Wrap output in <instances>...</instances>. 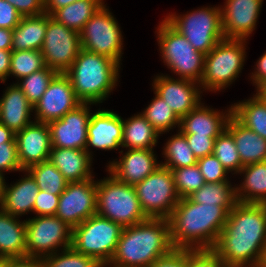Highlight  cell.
Segmentation results:
<instances>
[{
  "label": "cell",
  "mask_w": 266,
  "mask_h": 267,
  "mask_svg": "<svg viewBox=\"0 0 266 267\" xmlns=\"http://www.w3.org/2000/svg\"><path fill=\"white\" fill-rule=\"evenodd\" d=\"M266 248V204L237 202L213 250L224 267H259Z\"/></svg>",
  "instance_id": "obj_1"
},
{
  "label": "cell",
  "mask_w": 266,
  "mask_h": 267,
  "mask_svg": "<svg viewBox=\"0 0 266 267\" xmlns=\"http://www.w3.org/2000/svg\"><path fill=\"white\" fill-rule=\"evenodd\" d=\"M234 206L201 204L180 198L170 217V238L175 249H213Z\"/></svg>",
  "instance_id": "obj_2"
},
{
  "label": "cell",
  "mask_w": 266,
  "mask_h": 267,
  "mask_svg": "<svg viewBox=\"0 0 266 267\" xmlns=\"http://www.w3.org/2000/svg\"><path fill=\"white\" fill-rule=\"evenodd\" d=\"M174 249L168 219L148 218L124 227L109 266L151 267Z\"/></svg>",
  "instance_id": "obj_3"
},
{
  "label": "cell",
  "mask_w": 266,
  "mask_h": 267,
  "mask_svg": "<svg viewBox=\"0 0 266 267\" xmlns=\"http://www.w3.org/2000/svg\"><path fill=\"white\" fill-rule=\"evenodd\" d=\"M120 64L111 58L84 49L64 73L76 97L82 103H102L113 91L119 78Z\"/></svg>",
  "instance_id": "obj_4"
},
{
  "label": "cell",
  "mask_w": 266,
  "mask_h": 267,
  "mask_svg": "<svg viewBox=\"0 0 266 267\" xmlns=\"http://www.w3.org/2000/svg\"><path fill=\"white\" fill-rule=\"evenodd\" d=\"M96 214L123 228L148 219L143 212L134 185L120 182L112 174L97 181Z\"/></svg>",
  "instance_id": "obj_5"
},
{
  "label": "cell",
  "mask_w": 266,
  "mask_h": 267,
  "mask_svg": "<svg viewBox=\"0 0 266 267\" xmlns=\"http://www.w3.org/2000/svg\"><path fill=\"white\" fill-rule=\"evenodd\" d=\"M156 32L164 64L179 78L200 83L204 73L205 54L196 51L165 19Z\"/></svg>",
  "instance_id": "obj_6"
},
{
  "label": "cell",
  "mask_w": 266,
  "mask_h": 267,
  "mask_svg": "<svg viewBox=\"0 0 266 267\" xmlns=\"http://www.w3.org/2000/svg\"><path fill=\"white\" fill-rule=\"evenodd\" d=\"M122 230L120 224L96 214L72 229L71 247L107 267L114 256Z\"/></svg>",
  "instance_id": "obj_7"
},
{
  "label": "cell",
  "mask_w": 266,
  "mask_h": 267,
  "mask_svg": "<svg viewBox=\"0 0 266 267\" xmlns=\"http://www.w3.org/2000/svg\"><path fill=\"white\" fill-rule=\"evenodd\" d=\"M247 39H223L205 55L201 89L220 91L236 80L245 62Z\"/></svg>",
  "instance_id": "obj_8"
},
{
  "label": "cell",
  "mask_w": 266,
  "mask_h": 267,
  "mask_svg": "<svg viewBox=\"0 0 266 267\" xmlns=\"http://www.w3.org/2000/svg\"><path fill=\"white\" fill-rule=\"evenodd\" d=\"M164 19L183 35L196 51L205 55L225 39L221 7H202L181 16L172 13Z\"/></svg>",
  "instance_id": "obj_9"
},
{
  "label": "cell",
  "mask_w": 266,
  "mask_h": 267,
  "mask_svg": "<svg viewBox=\"0 0 266 267\" xmlns=\"http://www.w3.org/2000/svg\"><path fill=\"white\" fill-rule=\"evenodd\" d=\"M141 208L148 218L168 219L180 201L171 169L160 165L134 185Z\"/></svg>",
  "instance_id": "obj_10"
},
{
  "label": "cell",
  "mask_w": 266,
  "mask_h": 267,
  "mask_svg": "<svg viewBox=\"0 0 266 267\" xmlns=\"http://www.w3.org/2000/svg\"><path fill=\"white\" fill-rule=\"evenodd\" d=\"M72 228L55 215L26 219V252L28 257L50 256L71 247ZM62 246V247H61Z\"/></svg>",
  "instance_id": "obj_11"
},
{
  "label": "cell",
  "mask_w": 266,
  "mask_h": 267,
  "mask_svg": "<svg viewBox=\"0 0 266 267\" xmlns=\"http://www.w3.org/2000/svg\"><path fill=\"white\" fill-rule=\"evenodd\" d=\"M82 49L107 56L120 64L123 37L119 24L104 4L80 32Z\"/></svg>",
  "instance_id": "obj_12"
},
{
  "label": "cell",
  "mask_w": 266,
  "mask_h": 267,
  "mask_svg": "<svg viewBox=\"0 0 266 267\" xmlns=\"http://www.w3.org/2000/svg\"><path fill=\"white\" fill-rule=\"evenodd\" d=\"M80 33L58 23L47 14V29L41 53L45 66L65 73L81 51Z\"/></svg>",
  "instance_id": "obj_13"
},
{
  "label": "cell",
  "mask_w": 266,
  "mask_h": 267,
  "mask_svg": "<svg viewBox=\"0 0 266 267\" xmlns=\"http://www.w3.org/2000/svg\"><path fill=\"white\" fill-rule=\"evenodd\" d=\"M97 181L94 177L82 182H68L60 194L55 216L72 229L96 215Z\"/></svg>",
  "instance_id": "obj_14"
},
{
  "label": "cell",
  "mask_w": 266,
  "mask_h": 267,
  "mask_svg": "<svg viewBox=\"0 0 266 267\" xmlns=\"http://www.w3.org/2000/svg\"><path fill=\"white\" fill-rule=\"evenodd\" d=\"M91 103H81L61 119L48 122L52 148L85 150Z\"/></svg>",
  "instance_id": "obj_15"
},
{
  "label": "cell",
  "mask_w": 266,
  "mask_h": 267,
  "mask_svg": "<svg viewBox=\"0 0 266 267\" xmlns=\"http://www.w3.org/2000/svg\"><path fill=\"white\" fill-rule=\"evenodd\" d=\"M82 102L76 97L69 78L58 73L50 82L41 99L33 107L35 121L48 123L61 119Z\"/></svg>",
  "instance_id": "obj_16"
},
{
  "label": "cell",
  "mask_w": 266,
  "mask_h": 267,
  "mask_svg": "<svg viewBox=\"0 0 266 267\" xmlns=\"http://www.w3.org/2000/svg\"><path fill=\"white\" fill-rule=\"evenodd\" d=\"M152 86L153 91L170 106L179 119L186 116L201 102L200 84L191 80L174 79L162 74L156 76Z\"/></svg>",
  "instance_id": "obj_17"
},
{
  "label": "cell",
  "mask_w": 266,
  "mask_h": 267,
  "mask_svg": "<svg viewBox=\"0 0 266 267\" xmlns=\"http://www.w3.org/2000/svg\"><path fill=\"white\" fill-rule=\"evenodd\" d=\"M263 0H226L221 8L225 39H246L255 30Z\"/></svg>",
  "instance_id": "obj_18"
},
{
  "label": "cell",
  "mask_w": 266,
  "mask_h": 267,
  "mask_svg": "<svg viewBox=\"0 0 266 267\" xmlns=\"http://www.w3.org/2000/svg\"><path fill=\"white\" fill-rule=\"evenodd\" d=\"M15 139L20 166L23 170L49 160L52 144L47 123L32 122L16 133Z\"/></svg>",
  "instance_id": "obj_19"
},
{
  "label": "cell",
  "mask_w": 266,
  "mask_h": 267,
  "mask_svg": "<svg viewBox=\"0 0 266 267\" xmlns=\"http://www.w3.org/2000/svg\"><path fill=\"white\" fill-rule=\"evenodd\" d=\"M123 137L122 117L111 110L91 113L88 122V137L85 150L92 157L89 147L102 150H118Z\"/></svg>",
  "instance_id": "obj_20"
},
{
  "label": "cell",
  "mask_w": 266,
  "mask_h": 267,
  "mask_svg": "<svg viewBox=\"0 0 266 267\" xmlns=\"http://www.w3.org/2000/svg\"><path fill=\"white\" fill-rule=\"evenodd\" d=\"M154 149H129L119 161L110 162L109 173L120 182L135 185L153 173L161 164L157 162Z\"/></svg>",
  "instance_id": "obj_21"
},
{
  "label": "cell",
  "mask_w": 266,
  "mask_h": 267,
  "mask_svg": "<svg viewBox=\"0 0 266 267\" xmlns=\"http://www.w3.org/2000/svg\"><path fill=\"white\" fill-rule=\"evenodd\" d=\"M232 116V105L223 113L208 108L201 102L180 119L179 131L183 135L219 136Z\"/></svg>",
  "instance_id": "obj_22"
},
{
  "label": "cell",
  "mask_w": 266,
  "mask_h": 267,
  "mask_svg": "<svg viewBox=\"0 0 266 267\" xmlns=\"http://www.w3.org/2000/svg\"><path fill=\"white\" fill-rule=\"evenodd\" d=\"M24 172L28 173L24 175L25 178L22 177L10 187L6 185L4 179L0 194V209L17 218L33 212L34 202L39 192V187L32 175L26 170Z\"/></svg>",
  "instance_id": "obj_23"
},
{
  "label": "cell",
  "mask_w": 266,
  "mask_h": 267,
  "mask_svg": "<svg viewBox=\"0 0 266 267\" xmlns=\"http://www.w3.org/2000/svg\"><path fill=\"white\" fill-rule=\"evenodd\" d=\"M4 92L0 99V123L16 134L33 122L30 119L33 106L14 83Z\"/></svg>",
  "instance_id": "obj_24"
},
{
  "label": "cell",
  "mask_w": 266,
  "mask_h": 267,
  "mask_svg": "<svg viewBox=\"0 0 266 267\" xmlns=\"http://www.w3.org/2000/svg\"><path fill=\"white\" fill-rule=\"evenodd\" d=\"M92 158L86 150L52 148L49 161L63 174L68 182H82L93 178Z\"/></svg>",
  "instance_id": "obj_25"
},
{
  "label": "cell",
  "mask_w": 266,
  "mask_h": 267,
  "mask_svg": "<svg viewBox=\"0 0 266 267\" xmlns=\"http://www.w3.org/2000/svg\"><path fill=\"white\" fill-rule=\"evenodd\" d=\"M226 130L234 139L243 166L266 161V139L246 128L233 115Z\"/></svg>",
  "instance_id": "obj_26"
},
{
  "label": "cell",
  "mask_w": 266,
  "mask_h": 267,
  "mask_svg": "<svg viewBox=\"0 0 266 267\" xmlns=\"http://www.w3.org/2000/svg\"><path fill=\"white\" fill-rule=\"evenodd\" d=\"M26 256V220L20 221L0 209V257Z\"/></svg>",
  "instance_id": "obj_27"
},
{
  "label": "cell",
  "mask_w": 266,
  "mask_h": 267,
  "mask_svg": "<svg viewBox=\"0 0 266 267\" xmlns=\"http://www.w3.org/2000/svg\"><path fill=\"white\" fill-rule=\"evenodd\" d=\"M47 29V13L23 16L13 29L11 51L42 49Z\"/></svg>",
  "instance_id": "obj_28"
},
{
  "label": "cell",
  "mask_w": 266,
  "mask_h": 267,
  "mask_svg": "<svg viewBox=\"0 0 266 267\" xmlns=\"http://www.w3.org/2000/svg\"><path fill=\"white\" fill-rule=\"evenodd\" d=\"M244 180L235 187L238 202L266 204V161L244 166Z\"/></svg>",
  "instance_id": "obj_29"
},
{
  "label": "cell",
  "mask_w": 266,
  "mask_h": 267,
  "mask_svg": "<svg viewBox=\"0 0 266 267\" xmlns=\"http://www.w3.org/2000/svg\"><path fill=\"white\" fill-rule=\"evenodd\" d=\"M123 121L121 147L129 149H154L159 138L157 130L141 114Z\"/></svg>",
  "instance_id": "obj_30"
},
{
  "label": "cell",
  "mask_w": 266,
  "mask_h": 267,
  "mask_svg": "<svg viewBox=\"0 0 266 267\" xmlns=\"http://www.w3.org/2000/svg\"><path fill=\"white\" fill-rule=\"evenodd\" d=\"M232 115L246 128L266 139V100L258 93L232 105Z\"/></svg>",
  "instance_id": "obj_31"
},
{
  "label": "cell",
  "mask_w": 266,
  "mask_h": 267,
  "mask_svg": "<svg viewBox=\"0 0 266 267\" xmlns=\"http://www.w3.org/2000/svg\"><path fill=\"white\" fill-rule=\"evenodd\" d=\"M103 5V0H79L57 9L51 17L67 28L80 33L86 22Z\"/></svg>",
  "instance_id": "obj_32"
},
{
  "label": "cell",
  "mask_w": 266,
  "mask_h": 267,
  "mask_svg": "<svg viewBox=\"0 0 266 267\" xmlns=\"http://www.w3.org/2000/svg\"><path fill=\"white\" fill-rule=\"evenodd\" d=\"M230 181L218 183H205L197 191H194L188 198L196 203L216 204L219 206H235L236 184L232 187Z\"/></svg>",
  "instance_id": "obj_33"
},
{
  "label": "cell",
  "mask_w": 266,
  "mask_h": 267,
  "mask_svg": "<svg viewBox=\"0 0 266 267\" xmlns=\"http://www.w3.org/2000/svg\"><path fill=\"white\" fill-rule=\"evenodd\" d=\"M165 163H160L168 169H177L197 164V159L190 149L186 137L178 130L165 144L162 153Z\"/></svg>",
  "instance_id": "obj_34"
},
{
  "label": "cell",
  "mask_w": 266,
  "mask_h": 267,
  "mask_svg": "<svg viewBox=\"0 0 266 267\" xmlns=\"http://www.w3.org/2000/svg\"><path fill=\"white\" fill-rule=\"evenodd\" d=\"M34 178L39 190L59 195L65 190L68 181L63 174L48 160L26 169Z\"/></svg>",
  "instance_id": "obj_35"
},
{
  "label": "cell",
  "mask_w": 266,
  "mask_h": 267,
  "mask_svg": "<svg viewBox=\"0 0 266 267\" xmlns=\"http://www.w3.org/2000/svg\"><path fill=\"white\" fill-rule=\"evenodd\" d=\"M154 94L156 96L141 114L161 135L167 131L169 132L173 127L175 128L176 125L179 127L180 119L161 97L155 92Z\"/></svg>",
  "instance_id": "obj_36"
},
{
  "label": "cell",
  "mask_w": 266,
  "mask_h": 267,
  "mask_svg": "<svg viewBox=\"0 0 266 267\" xmlns=\"http://www.w3.org/2000/svg\"><path fill=\"white\" fill-rule=\"evenodd\" d=\"M57 74L58 72H56L54 69L46 66L42 70L21 78L20 83L18 81L15 84L23 91L29 102L34 107L45 93L51 80Z\"/></svg>",
  "instance_id": "obj_37"
},
{
  "label": "cell",
  "mask_w": 266,
  "mask_h": 267,
  "mask_svg": "<svg viewBox=\"0 0 266 267\" xmlns=\"http://www.w3.org/2000/svg\"><path fill=\"white\" fill-rule=\"evenodd\" d=\"M10 74L20 79L34 72L44 69L45 61L39 50L12 51Z\"/></svg>",
  "instance_id": "obj_38"
},
{
  "label": "cell",
  "mask_w": 266,
  "mask_h": 267,
  "mask_svg": "<svg viewBox=\"0 0 266 267\" xmlns=\"http://www.w3.org/2000/svg\"><path fill=\"white\" fill-rule=\"evenodd\" d=\"M213 155L227 172L239 173L244 167L232 135L225 129L214 141Z\"/></svg>",
  "instance_id": "obj_39"
},
{
  "label": "cell",
  "mask_w": 266,
  "mask_h": 267,
  "mask_svg": "<svg viewBox=\"0 0 266 267\" xmlns=\"http://www.w3.org/2000/svg\"><path fill=\"white\" fill-rule=\"evenodd\" d=\"M174 177L175 188L180 198H185L197 191L205 184L197 164L171 170Z\"/></svg>",
  "instance_id": "obj_40"
},
{
  "label": "cell",
  "mask_w": 266,
  "mask_h": 267,
  "mask_svg": "<svg viewBox=\"0 0 266 267\" xmlns=\"http://www.w3.org/2000/svg\"><path fill=\"white\" fill-rule=\"evenodd\" d=\"M42 259L44 267H104L95 258L78 253L72 247Z\"/></svg>",
  "instance_id": "obj_41"
},
{
  "label": "cell",
  "mask_w": 266,
  "mask_h": 267,
  "mask_svg": "<svg viewBox=\"0 0 266 267\" xmlns=\"http://www.w3.org/2000/svg\"><path fill=\"white\" fill-rule=\"evenodd\" d=\"M197 165L205 183H218L229 180L227 179L229 172L213 154L197 159Z\"/></svg>",
  "instance_id": "obj_42"
},
{
  "label": "cell",
  "mask_w": 266,
  "mask_h": 267,
  "mask_svg": "<svg viewBox=\"0 0 266 267\" xmlns=\"http://www.w3.org/2000/svg\"><path fill=\"white\" fill-rule=\"evenodd\" d=\"M186 267H224L213 249H186Z\"/></svg>",
  "instance_id": "obj_43"
},
{
  "label": "cell",
  "mask_w": 266,
  "mask_h": 267,
  "mask_svg": "<svg viewBox=\"0 0 266 267\" xmlns=\"http://www.w3.org/2000/svg\"><path fill=\"white\" fill-rule=\"evenodd\" d=\"M3 171H24L20 166L16 142L0 144V175L4 178Z\"/></svg>",
  "instance_id": "obj_44"
},
{
  "label": "cell",
  "mask_w": 266,
  "mask_h": 267,
  "mask_svg": "<svg viewBox=\"0 0 266 267\" xmlns=\"http://www.w3.org/2000/svg\"><path fill=\"white\" fill-rule=\"evenodd\" d=\"M59 197V195L39 190L34 202L33 213H36L37 216L55 215L58 208Z\"/></svg>",
  "instance_id": "obj_45"
},
{
  "label": "cell",
  "mask_w": 266,
  "mask_h": 267,
  "mask_svg": "<svg viewBox=\"0 0 266 267\" xmlns=\"http://www.w3.org/2000/svg\"><path fill=\"white\" fill-rule=\"evenodd\" d=\"M196 159L212 155L214 141L218 136L184 135Z\"/></svg>",
  "instance_id": "obj_46"
},
{
  "label": "cell",
  "mask_w": 266,
  "mask_h": 267,
  "mask_svg": "<svg viewBox=\"0 0 266 267\" xmlns=\"http://www.w3.org/2000/svg\"><path fill=\"white\" fill-rule=\"evenodd\" d=\"M22 17L7 0H0V28L13 30Z\"/></svg>",
  "instance_id": "obj_47"
},
{
  "label": "cell",
  "mask_w": 266,
  "mask_h": 267,
  "mask_svg": "<svg viewBox=\"0 0 266 267\" xmlns=\"http://www.w3.org/2000/svg\"><path fill=\"white\" fill-rule=\"evenodd\" d=\"M22 16H37L45 13L44 0H7Z\"/></svg>",
  "instance_id": "obj_48"
},
{
  "label": "cell",
  "mask_w": 266,
  "mask_h": 267,
  "mask_svg": "<svg viewBox=\"0 0 266 267\" xmlns=\"http://www.w3.org/2000/svg\"><path fill=\"white\" fill-rule=\"evenodd\" d=\"M151 267H186V249H173L169 254L158 258Z\"/></svg>",
  "instance_id": "obj_49"
},
{
  "label": "cell",
  "mask_w": 266,
  "mask_h": 267,
  "mask_svg": "<svg viewBox=\"0 0 266 267\" xmlns=\"http://www.w3.org/2000/svg\"><path fill=\"white\" fill-rule=\"evenodd\" d=\"M256 63V71L252 73L250 78L254 83L253 85H256L258 91L266 83V53Z\"/></svg>",
  "instance_id": "obj_50"
},
{
  "label": "cell",
  "mask_w": 266,
  "mask_h": 267,
  "mask_svg": "<svg viewBox=\"0 0 266 267\" xmlns=\"http://www.w3.org/2000/svg\"><path fill=\"white\" fill-rule=\"evenodd\" d=\"M7 267H44V266L42 259L26 256L13 259L8 258Z\"/></svg>",
  "instance_id": "obj_51"
},
{
  "label": "cell",
  "mask_w": 266,
  "mask_h": 267,
  "mask_svg": "<svg viewBox=\"0 0 266 267\" xmlns=\"http://www.w3.org/2000/svg\"><path fill=\"white\" fill-rule=\"evenodd\" d=\"M11 50L0 49V81L4 83L9 77L10 65H11Z\"/></svg>",
  "instance_id": "obj_52"
},
{
  "label": "cell",
  "mask_w": 266,
  "mask_h": 267,
  "mask_svg": "<svg viewBox=\"0 0 266 267\" xmlns=\"http://www.w3.org/2000/svg\"><path fill=\"white\" fill-rule=\"evenodd\" d=\"M45 1V13L50 16L59 8L67 6L79 0H44Z\"/></svg>",
  "instance_id": "obj_53"
},
{
  "label": "cell",
  "mask_w": 266,
  "mask_h": 267,
  "mask_svg": "<svg viewBox=\"0 0 266 267\" xmlns=\"http://www.w3.org/2000/svg\"><path fill=\"white\" fill-rule=\"evenodd\" d=\"M13 30L0 28V49L11 50Z\"/></svg>",
  "instance_id": "obj_54"
},
{
  "label": "cell",
  "mask_w": 266,
  "mask_h": 267,
  "mask_svg": "<svg viewBox=\"0 0 266 267\" xmlns=\"http://www.w3.org/2000/svg\"><path fill=\"white\" fill-rule=\"evenodd\" d=\"M6 142H16L15 134L4 124L0 123V144Z\"/></svg>",
  "instance_id": "obj_55"
},
{
  "label": "cell",
  "mask_w": 266,
  "mask_h": 267,
  "mask_svg": "<svg viewBox=\"0 0 266 267\" xmlns=\"http://www.w3.org/2000/svg\"><path fill=\"white\" fill-rule=\"evenodd\" d=\"M256 92L266 100V83Z\"/></svg>",
  "instance_id": "obj_56"
},
{
  "label": "cell",
  "mask_w": 266,
  "mask_h": 267,
  "mask_svg": "<svg viewBox=\"0 0 266 267\" xmlns=\"http://www.w3.org/2000/svg\"><path fill=\"white\" fill-rule=\"evenodd\" d=\"M8 258L0 257V267H7Z\"/></svg>",
  "instance_id": "obj_57"
},
{
  "label": "cell",
  "mask_w": 266,
  "mask_h": 267,
  "mask_svg": "<svg viewBox=\"0 0 266 267\" xmlns=\"http://www.w3.org/2000/svg\"><path fill=\"white\" fill-rule=\"evenodd\" d=\"M259 267H266V248L264 250L263 258Z\"/></svg>",
  "instance_id": "obj_58"
},
{
  "label": "cell",
  "mask_w": 266,
  "mask_h": 267,
  "mask_svg": "<svg viewBox=\"0 0 266 267\" xmlns=\"http://www.w3.org/2000/svg\"><path fill=\"white\" fill-rule=\"evenodd\" d=\"M3 180H4V178L0 175V194H1Z\"/></svg>",
  "instance_id": "obj_59"
}]
</instances>
